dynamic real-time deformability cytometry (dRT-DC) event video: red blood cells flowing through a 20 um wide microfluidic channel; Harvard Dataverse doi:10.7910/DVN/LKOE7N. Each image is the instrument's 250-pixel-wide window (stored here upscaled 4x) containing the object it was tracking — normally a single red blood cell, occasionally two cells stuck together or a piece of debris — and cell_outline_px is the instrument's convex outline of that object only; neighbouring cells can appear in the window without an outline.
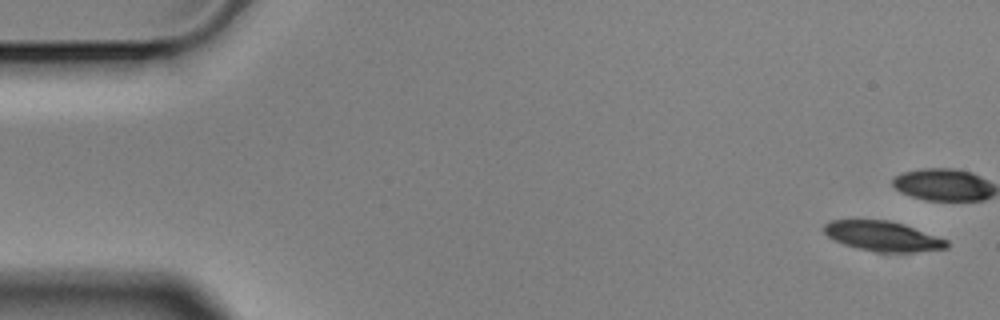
{"species": "Egyptian fruit bat (a non-hibernating species)", "species_latin": "Rousettus aegyptiacus", "temperature_condition": "cold", "stored_images_in_passage": 6, "camera_frame_rate_fps": 3000, "um_per_image_px": 0.085, "animal": {"sex": "male"}, "frame": {"image": 1, "passage_image": 1, "time_ms": 0.0, "image_size_px": [1000, 320], "cell_outline_px": [[948, 248], [916, 252], [876, 252], [844, 244], [828, 236], [824, 232], [824, 224], [832, 220], [888, 220], [904, 224], [948, 240]], "centroid_in_image_um": [75.07, 20.07], "position_along_channel_um": 9.9, "area_um2": 21.21}}
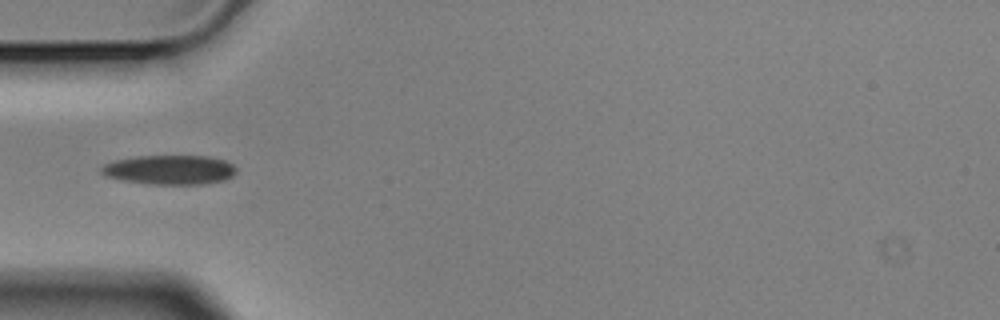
{"frame": {"image": 2, "passage_image": 6, "time_ms": 1.667, "image_size_px": [1000, 320], "cell_outline_px": [[236, 172], [232, 176], [224, 180], [204, 184], [148, 184], [124, 180], [104, 176], [100, 172], [100, 168], [104, 164], [116, 160], [136, 156], [208, 156], [224, 160], [232, 164], [236, 168]], "centroid_in_image_um": [14.41, 14.43], "position_along_channel_um": 70.6, "area_um2": 23.12}}